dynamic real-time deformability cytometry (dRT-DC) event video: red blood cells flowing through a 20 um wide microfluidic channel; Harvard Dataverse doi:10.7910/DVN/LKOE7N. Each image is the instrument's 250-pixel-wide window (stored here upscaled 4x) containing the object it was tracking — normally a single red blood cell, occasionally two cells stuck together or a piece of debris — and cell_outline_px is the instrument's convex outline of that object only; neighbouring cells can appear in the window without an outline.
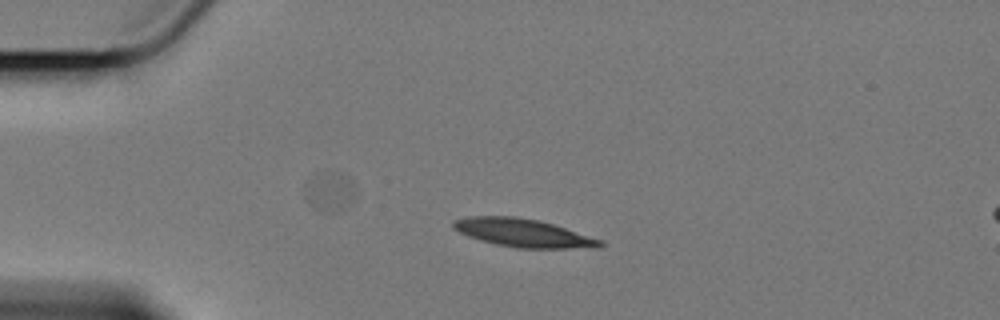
{"species": "Egyptian fruit bat (a non-hibernating species)", "species_latin": "Rousettus aegyptiacus", "temperature_condition": "cold", "stored_images_in_passage": 10, "camera_frame_rate_fps": 3000, "um_per_image_px": 0.085, "animal": {"sex": "female"}, "frame": {"image": 1, "passage_image": 1, "time_ms": 0.0, "image_size_px": [1000, 320], "cell_outline_px": [[604, 244], [600, 248], [516, 248], [496, 244], [480, 240], [468, 236], [452, 228], [452, 220], [468, 216], [516, 216], [540, 220], [604, 240]], "centroid_in_image_um": [44.48, 19.79], "position_along_channel_um": 40.5, "area_um2": 24.33}}
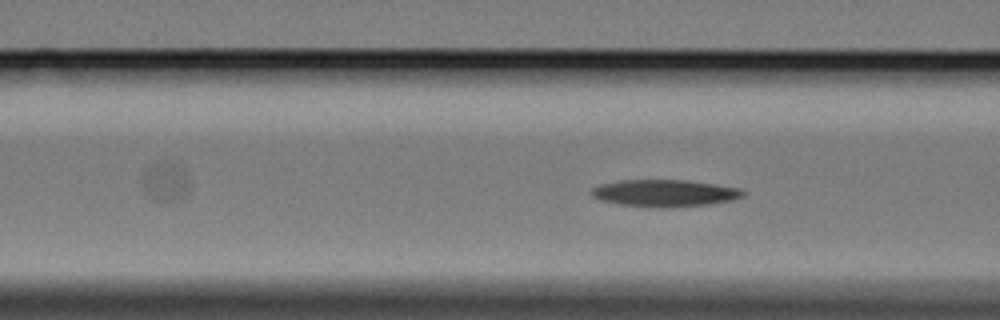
{"frame": {"image": 2, "passage_image": 10, "time_ms": 3.0, "image_size_px": [1000, 320], "cell_outline_px": [[748, 192], [744, 196], [732, 200], [708, 204], [668, 208], [648, 208], [620, 204], [600, 200], [592, 196], [588, 192], [592, 188], [600, 184], [620, 180], [688, 180], [716, 184], [740, 188]], "centroid_in_image_um": [56.5, 16.42], "position_along_channel_um": 110.1, "area_um2": 24.28}}